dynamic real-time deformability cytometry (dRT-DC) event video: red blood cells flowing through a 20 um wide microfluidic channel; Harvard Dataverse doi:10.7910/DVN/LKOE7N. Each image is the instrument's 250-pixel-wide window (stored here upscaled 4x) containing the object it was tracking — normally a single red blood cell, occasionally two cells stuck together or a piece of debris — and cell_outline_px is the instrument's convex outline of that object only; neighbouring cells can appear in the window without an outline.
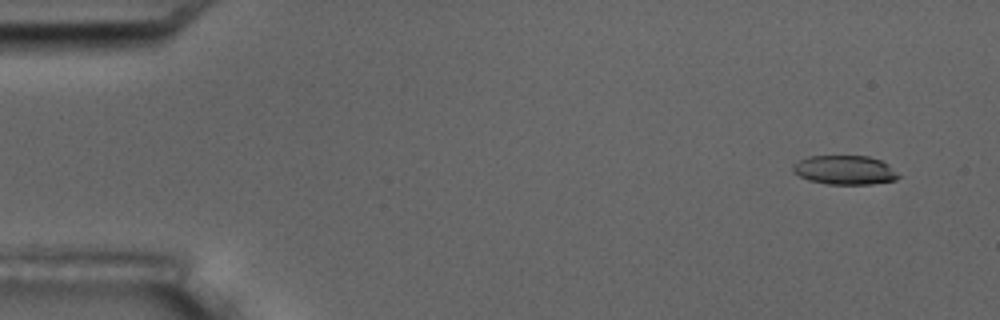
{"species": "common noctule bat (a hibernating species)", "species_latin": "Nyctalus noctula", "temperature_condition": "room temperature", "stored_images_in_passage": 6, "camera_frame_rate_fps": 3000, "um_per_image_px": 0.085, "animal": {"sex": "male", "body_mass_g": 17.5, "forearm_length_mm": 52.3}, "frame": {"image": 1, "passage_image": 1, "time_ms": 0.0, "image_size_px": [1000, 320], "cell_outline_px": [[900, 176], [896, 180], [872, 184], [828, 184], [808, 180], [792, 172], [792, 164], [808, 156], [868, 156], [880, 160], [888, 164]], "centroid_in_image_um": [71.79, 14.45], "position_along_channel_um": 13.2, "area_um2": 17.92}}
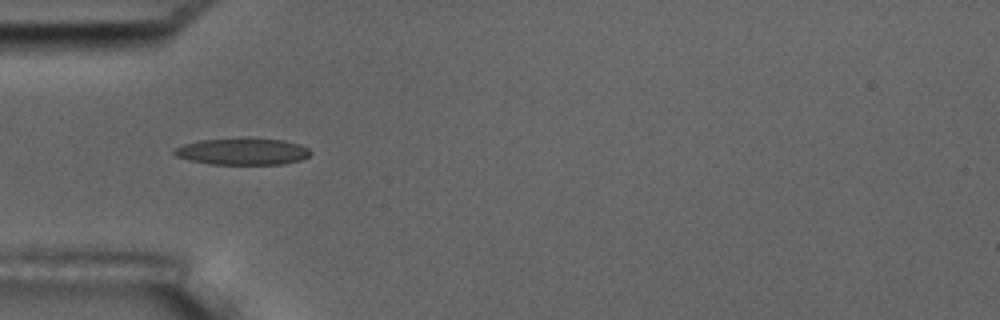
{"frame": {"image": 2, "passage_image": 5, "time_ms": 4.667, "image_size_px": [1000, 320], "cell_outline_px": [[312, 152], [308, 156], [300, 160], [284, 164], [212, 164], [188, 160], [176, 156], [172, 152], [176, 148], [184, 144], [200, 140], [284, 140], [300, 144], [308, 148]], "centroid_in_image_um": [20.63, 12.91], "position_along_channel_um": 64.4, "area_um2": 20.52}}